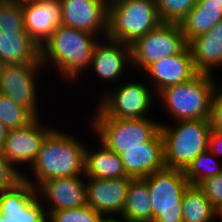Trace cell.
<instances>
[{"label":"cell","instance_id":"obj_15","mask_svg":"<svg viewBox=\"0 0 222 222\" xmlns=\"http://www.w3.org/2000/svg\"><path fill=\"white\" fill-rule=\"evenodd\" d=\"M156 95L163 89L184 83L198 74L189 45L180 53L153 62L143 72Z\"/></svg>","mask_w":222,"mask_h":222},{"label":"cell","instance_id":"obj_31","mask_svg":"<svg viewBox=\"0 0 222 222\" xmlns=\"http://www.w3.org/2000/svg\"><path fill=\"white\" fill-rule=\"evenodd\" d=\"M22 180V174L2 154L0 150V193L13 188Z\"/></svg>","mask_w":222,"mask_h":222},{"label":"cell","instance_id":"obj_38","mask_svg":"<svg viewBox=\"0 0 222 222\" xmlns=\"http://www.w3.org/2000/svg\"><path fill=\"white\" fill-rule=\"evenodd\" d=\"M215 90L222 96V85L218 83V81L216 80H215Z\"/></svg>","mask_w":222,"mask_h":222},{"label":"cell","instance_id":"obj_33","mask_svg":"<svg viewBox=\"0 0 222 222\" xmlns=\"http://www.w3.org/2000/svg\"><path fill=\"white\" fill-rule=\"evenodd\" d=\"M209 121L212 131L222 133V96L216 90L211 98Z\"/></svg>","mask_w":222,"mask_h":222},{"label":"cell","instance_id":"obj_4","mask_svg":"<svg viewBox=\"0 0 222 222\" xmlns=\"http://www.w3.org/2000/svg\"><path fill=\"white\" fill-rule=\"evenodd\" d=\"M172 126L160 121L167 168L185 170L201 153L208 150L210 121L206 119L174 121Z\"/></svg>","mask_w":222,"mask_h":222},{"label":"cell","instance_id":"obj_3","mask_svg":"<svg viewBox=\"0 0 222 222\" xmlns=\"http://www.w3.org/2000/svg\"><path fill=\"white\" fill-rule=\"evenodd\" d=\"M215 90V77L198 73L187 82L161 90L156 98L161 101L173 121L210 118L211 98Z\"/></svg>","mask_w":222,"mask_h":222},{"label":"cell","instance_id":"obj_12","mask_svg":"<svg viewBox=\"0 0 222 222\" xmlns=\"http://www.w3.org/2000/svg\"><path fill=\"white\" fill-rule=\"evenodd\" d=\"M0 222H48L36 188L25 180L0 193Z\"/></svg>","mask_w":222,"mask_h":222},{"label":"cell","instance_id":"obj_7","mask_svg":"<svg viewBox=\"0 0 222 222\" xmlns=\"http://www.w3.org/2000/svg\"><path fill=\"white\" fill-rule=\"evenodd\" d=\"M143 179L151 197L152 222H183L182 200L190 185L184 170L165 167Z\"/></svg>","mask_w":222,"mask_h":222},{"label":"cell","instance_id":"obj_2","mask_svg":"<svg viewBox=\"0 0 222 222\" xmlns=\"http://www.w3.org/2000/svg\"><path fill=\"white\" fill-rule=\"evenodd\" d=\"M86 146L75 135L54 128L42 142L30 167L33 175L24 172L22 179L37 188L48 179L84 176Z\"/></svg>","mask_w":222,"mask_h":222},{"label":"cell","instance_id":"obj_11","mask_svg":"<svg viewBox=\"0 0 222 222\" xmlns=\"http://www.w3.org/2000/svg\"><path fill=\"white\" fill-rule=\"evenodd\" d=\"M40 118L36 117L24 127L9 129L1 149L2 154L21 174L24 173L20 169L22 168L21 166H26V168L22 169H29L31 167L41 148L42 142L54 129L51 124L50 126L44 124L42 118Z\"/></svg>","mask_w":222,"mask_h":222},{"label":"cell","instance_id":"obj_9","mask_svg":"<svg viewBox=\"0 0 222 222\" xmlns=\"http://www.w3.org/2000/svg\"><path fill=\"white\" fill-rule=\"evenodd\" d=\"M188 43L179 24L161 23L131 47V67L142 73L153 62L180 53Z\"/></svg>","mask_w":222,"mask_h":222},{"label":"cell","instance_id":"obj_22","mask_svg":"<svg viewBox=\"0 0 222 222\" xmlns=\"http://www.w3.org/2000/svg\"><path fill=\"white\" fill-rule=\"evenodd\" d=\"M221 20L222 7L217 0H197L179 25L189 43L193 38L210 31Z\"/></svg>","mask_w":222,"mask_h":222},{"label":"cell","instance_id":"obj_34","mask_svg":"<svg viewBox=\"0 0 222 222\" xmlns=\"http://www.w3.org/2000/svg\"><path fill=\"white\" fill-rule=\"evenodd\" d=\"M208 150L217 158L222 155V133L211 130L208 141Z\"/></svg>","mask_w":222,"mask_h":222},{"label":"cell","instance_id":"obj_25","mask_svg":"<svg viewBox=\"0 0 222 222\" xmlns=\"http://www.w3.org/2000/svg\"><path fill=\"white\" fill-rule=\"evenodd\" d=\"M216 208L197 185H189L182 200L183 222H215Z\"/></svg>","mask_w":222,"mask_h":222},{"label":"cell","instance_id":"obj_30","mask_svg":"<svg viewBox=\"0 0 222 222\" xmlns=\"http://www.w3.org/2000/svg\"><path fill=\"white\" fill-rule=\"evenodd\" d=\"M101 214L87 204L69 210L51 211L48 222H98Z\"/></svg>","mask_w":222,"mask_h":222},{"label":"cell","instance_id":"obj_10","mask_svg":"<svg viewBox=\"0 0 222 222\" xmlns=\"http://www.w3.org/2000/svg\"><path fill=\"white\" fill-rule=\"evenodd\" d=\"M44 70L40 60L30 64H4L0 73V93L40 117L36 82Z\"/></svg>","mask_w":222,"mask_h":222},{"label":"cell","instance_id":"obj_32","mask_svg":"<svg viewBox=\"0 0 222 222\" xmlns=\"http://www.w3.org/2000/svg\"><path fill=\"white\" fill-rule=\"evenodd\" d=\"M197 186L215 208L222 204V172L214 177L204 179Z\"/></svg>","mask_w":222,"mask_h":222},{"label":"cell","instance_id":"obj_26","mask_svg":"<svg viewBox=\"0 0 222 222\" xmlns=\"http://www.w3.org/2000/svg\"><path fill=\"white\" fill-rule=\"evenodd\" d=\"M218 159L209 150L199 154L184 170L185 177L191 185H198L204 179L218 175L222 172V162Z\"/></svg>","mask_w":222,"mask_h":222},{"label":"cell","instance_id":"obj_36","mask_svg":"<svg viewBox=\"0 0 222 222\" xmlns=\"http://www.w3.org/2000/svg\"><path fill=\"white\" fill-rule=\"evenodd\" d=\"M7 133H8V129L5 127V125L3 124V122L0 119V150L2 149V147L4 145Z\"/></svg>","mask_w":222,"mask_h":222},{"label":"cell","instance_id":"obj_42","mask_svg":"<svg viewBox=\"0 0 222 222\" xmlns=\"http://www.w3.org/2000/svg\"><path fill=\"white\" fill-rule=\"evenodd\" d=\"M107 3H110V2H112V1H115V0H105Z\"/></svg>","mask_w":222,"mask_h":222},{"label":"cell","instance_id":"obj_29","mask_svg":"<svg viewBox=\"0 0 222 222\" xmlns=\"http://www.w3.org/2000/svg\"><path fill=\"white\" fill-rule=\"evenodd\" d=\"M26 32L22 2L0 0V33Z\"/></svg>","mask_w":222,"mask_h":222},{"label":"cell","instance_id":"obj_6","mask_svg":"<svg viewBox=\"0 0 222 222\" xmlns=\"http://www.w3.org/2000/svg\"><path fill=\"white\" fill-rule=\"evenodd\" d=\"M90 117V128L101 143L120 155L126 148L142 147L159 130L154 118L119 119L107 117L97 106Z\"/></svg>","mask_w":222,"mask_h":222},{"label":"cell","instance_id":"obj_37","mask_svg":"<svg viewBox=\"0 0 222 222\" xmlns=\"http://www.w3.org/2000/svg\"><path fill=\"white\" fill-rule=\"evenodd\" d=\"M216 219L219 222H222V204H220L217 208H216ZM219 219V220H218Z\"/></svg>","mask_w":222,"mask_h":222},{"label":"cell","instance_id":"obj_16","mask_svg":"<svg viewBox=\"0 0 222 222\" xmlns=\"http://www.w3.org/2000/svg\"><path fill=\"white\" fill-rule=\"evenodd\" d=\"M129 65L131 66L130 45L105 37L95 45L88 70L92 69L91 73L104 82L115 81L116 84L127 73Z\"/></svg>","mask_w":222,"mask_h":222},{"label":"cell","instance_id":"obj_35","mask_svg":"<svg viewBox=\"0 0 222 222\" xmlns=\"http://www.w3.org/2000/svg\"><path fill=\"white\" fill-rule=\"evenodd\" d=\"M118 217L120 218L118 219L117 216H101L98 222H128L122 216H118Z\"/></svg>","mask_w":222,"mask_h":222},{"label":"cell","instance_id":"obj_20","mask_svg":"<svg viewBox=\"0 0 222 222\" xmlns=\"http://www.w3.org/2000/svg\"><path fill=\"white\" fill-rule=\"evenodd\" d=\"M188 45L196 71L215 76L214 69L222 68V20L207 33L193 38Z\"/></svg>","mask_w":222,"mask_h":222},{"label":"cell","instance_id":"obj_19","mask_svg":"<svg viewBox=\"0 0 222 222\" xmlns=\"http://www.w3.org/2000/svg\"><path fill=\"white\" fill-rule=\"evenodd\" d=\"M120 158L126 175L132 178L148 177L165 168L164 143L160 130L144 146L124 149Z\"/></svg>","mask_w":222,"mask_h":222},{"label":"cell","instance_id":"obj_41","mask_svg":"<svg viewBox=\"0 0 222 222\" xmlns=\"http://www.w3.org/2000/svg\"><path fill=\"white\" fill-rule=\"evenodd\" d=\"M217 2H218L219 5L222 7V0H217Z\"/></svg>","mask_w":222,"mask_h":222},{"label":"cell","instance_id":"obj_24","mask_svg":"<svg viewBox=\"0 0 222 222\" xmlns=\"http://www.w3.org/2000/svg\"><path fill=\"white\" fill-rule=\"evenodd\" d=\"M121 216L128 222H152L151 197L143 178L130 180Z\"/></svg>","mask_w":222,"mask_h":222},{"label":"cell","instance_id":"obj_18","mask_svg":"<svg viewBox=\"0 0 222 222\" xmlns=\"http://www.w3.org/2000/svg\"><path fill=\"white\" fill-rule=\"evenodd\" d=\"M22 11L25 31L39 47L62 25L60 0H25Z\"/></svg>","mask_w":222,"mask_h":222},{"label":"cell","instance_id":"obj_39","mask_svg":"<svg viewBox=\"0 0 222 222\" xmlns=\"http://www.w3.org/2000/svg\"><path fill=\"white\" fill-rule=\"evenodd\" d=\"M3 62H2V60L0 59V73H1V70H2V67H3Z\"/></svg>","mask_w":222,"mask_h":222},{"label":"cell","instance_id":"obj_1","mask_svg":"<svg viewBox=\"0 0 222 222\" xmlns=\"http://www.w3.org/2000/svg\"><path fill=\"white\" fill-rule=\"evenodd\" d=\"M100 38L88 31L60 25L40 47V61L46 70L53 64L52 68L59 73L62 81L64 79V82L70 81L72 84L79 82V78L85 76L84 72L88 70Z\"/></svg>","mask_w":222,"mask_h":222},{"label":"cell","instance_id":"obj_21","mask_svg":"<svg viewBox=\"0 0 222 222\" xmlns=\"http://www.w3.org/2000/svg\"><path fill=\"white\" fill-rule=\"evenodd\" d=\"M97 142L99 146L95 149H93L92 146L91 148L88 145L86 146L84 177L100 179L128 177L120 155L108 149L98 139Z\"/></svg>","mask_w":222,"mask_h":222},{"label":"cell","instance_id":"obj_40","mask_svg":"<svg viewBox=\"0 0 222 222\" xmlns=\"http://www.w3.org/2000/svg\"><path fill=\"white\" fill-rule=\"evenodd\" d=\"M5 1H15V2H22V1H25V0H5Z\"/></svg>","mask_w":222,"mask_h":222},{"label":"cell","instance_id":"obj_13","mask_svg":"<svg viewBox=\"0 0 222 222\" xmlns=\"http://www.w3.org/2000/svg\"><path fill=\"white\" fill-rule=\"evenodd\" d=\"M62 25L105 38L108 33V3L105 0H60ZM102 33V34H101Z\"/></svg>","mask_w":222,"mask_h":222},{"label":"cell","instance_id":"obj_28","mask_svg":"<svg viewBox=\"0 0 222 222\" xmlns=\"http://www.w3.org/2000/svg\"><path fill=\"white\" fill-rule=\"evenodd\" d=\"M197 0H155L162 23L180 24Z\"/></svg>","mask_w":222,"mask_h":222},{"label":"cell","instance_id":"obj_8","mask_svg":"<svg viewBox=\"0 0 222 222\" xmlns=\"http://www.w3.org/2000/svg\"><path fill=\"white\" fill-rule=\"evenodd\" d=\"M132 78L122 81L115 91L104 90L96 105L107 117L119 119L150 118L156 93L147 83ZM101 98V99H100ZM149 116V117H148Z\"/></svg>","mask_w":222,"mask_h":222},{"label":"cell","instance_id":"obj_23","mask_svg":"<svg viewBox=\"0 0 222 222\" xmlns=\"http://www.w3.org/2000/svg\"><path fill=\"white\" fill-rule=\"evenodd\" d=\"M0 59L3 64L37 63L40 60V47L27 32H1Z\"/></svg>","mask_w":222,"mask_h":222},{"label":"cell","instance_id":"obj_17","mask_svg":"<svg viewBox=\"0 0 222 222\" xmlns=\"http://www.w3.org/2000/svg\"><path fill=\"white\" fill-rule=\"evenodd\" d=\"M131 179L85 178L87 205L102 216H121Z\"/></svg>","mask_w":222,"mask_h":222},{"label":"cell","instance_id":"obj_27","mask_svg":"<svg viewBox=\"0 0 222 222\" xmlns=\"http://www.w3.org/2000/svg\"><path fill=\"white\" fill-rule=\"evenodd\" d=\"M35 118L26 107L0 93V119L8 130L24 127Z\"/></svg>","mask_w":222,"mask_h":222},{"label":"cell","instance_id":"obj_5","mask_svg":"<svg viewBox=\"0 0 222 222\" xmlns=\"http://www.w3.org/2000/svg\"><path fill=\"white\" fill-rule=\"evenodd\" d=\"M161 23L155 0H115L108 3L106 37L131 45Z\"/></svg>","mask_w":222,"mask_h":222},{"label":"cell","instance_id":"obj_14","mask_svg":"<svg viewBox=\"0 0 222 222\" xmlns=\"http://www.w3.org/2000/svg\"><path fill=\"white\" fill-rule=\"evenodd\" d=\"M84 176L62 177L43 181L37 188V196L49 214L51 211L83 207L86 201ZM45 200V201H44ZM49 204L46 206L47 203Z\"/></svg>","mask_w":222,"mask_h":222}]
</instances>
